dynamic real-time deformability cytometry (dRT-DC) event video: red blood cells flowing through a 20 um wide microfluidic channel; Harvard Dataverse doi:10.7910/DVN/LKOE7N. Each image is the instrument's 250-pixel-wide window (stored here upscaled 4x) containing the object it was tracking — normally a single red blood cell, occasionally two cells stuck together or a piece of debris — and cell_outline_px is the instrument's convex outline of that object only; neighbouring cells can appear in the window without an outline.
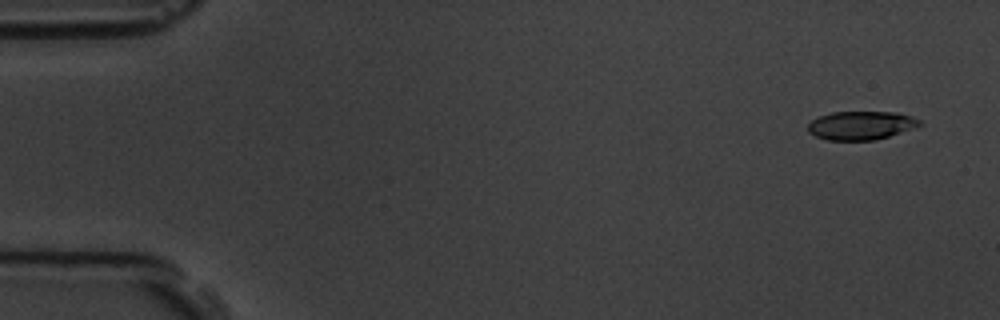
{"species": "common noctule bat (a hibernating species)", "species_latin": "Nyctalus noctula", "temperature_condition": "room temperature", "stored_images_in_passage": 4, "camera_frame_rate_fps": 3000, "um_per_image_px": 0.085, "animal": {"sex": "male", "body_mass_g": 19.5, "forearm_length_mm": 54.6}, "frame": {"image": 1, "passage_image": 1, "time_ms": 0.0, "image_size_px": [1000, 320], "cell_outline_px": [[924, 124], [876, 140], [828, 140], [816, 136], [808, 132], [808, 124], [812, 120], [820, 116], [832, 112], [896, 112], [912, 116], [920, 120]], "centroid_in_image_um": [73.19, 10.65], "position_along_channel_um": 11.8, "area_um2": 18.5}}